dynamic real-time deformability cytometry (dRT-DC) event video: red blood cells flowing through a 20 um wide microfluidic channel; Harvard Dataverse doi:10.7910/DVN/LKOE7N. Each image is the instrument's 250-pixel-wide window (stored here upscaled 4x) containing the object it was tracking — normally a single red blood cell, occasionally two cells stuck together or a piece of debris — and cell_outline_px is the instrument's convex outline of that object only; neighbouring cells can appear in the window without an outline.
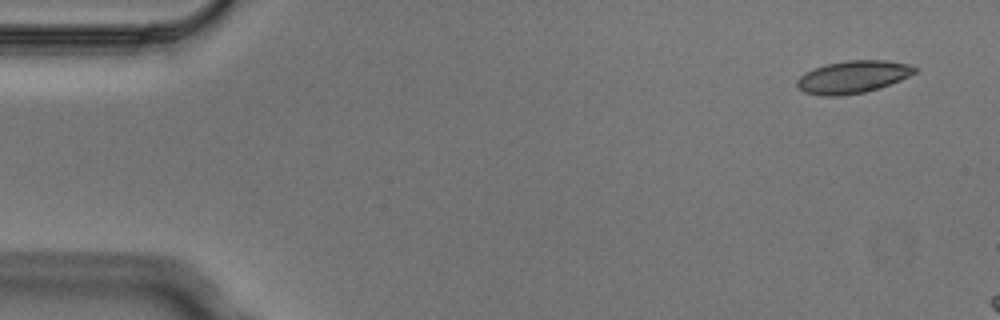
{"species": "Egyptian fruit bat (a non-hibernating species)", "species_latin": "Rousettus aegyptiacus", "temperature_condition": "cold", "stored_images_in_passage": 3, "camera_frame_rate_fps": 3000, "um_per_image_px": 0.085, "animal": {"sex": "male"}, "frame": {"image": 1, "passage_image": 1, "time_ms": 0.0, "image_size_px": [1000, 320], "cell_outline_px": [[920, 68], [916, 72], [900, 80], [880, 88], [864, 92], [840, 96], [820, 96], [804, 92], [796, 84], [796, 80], [804, 72], [812, 68], [828, 64], [848, 60], [884, 60], [908, 64]], "centroid_in_image_um": [72.48, 6.54], "position_along_channel_um": 12.5, "area_um2": 22.37}}